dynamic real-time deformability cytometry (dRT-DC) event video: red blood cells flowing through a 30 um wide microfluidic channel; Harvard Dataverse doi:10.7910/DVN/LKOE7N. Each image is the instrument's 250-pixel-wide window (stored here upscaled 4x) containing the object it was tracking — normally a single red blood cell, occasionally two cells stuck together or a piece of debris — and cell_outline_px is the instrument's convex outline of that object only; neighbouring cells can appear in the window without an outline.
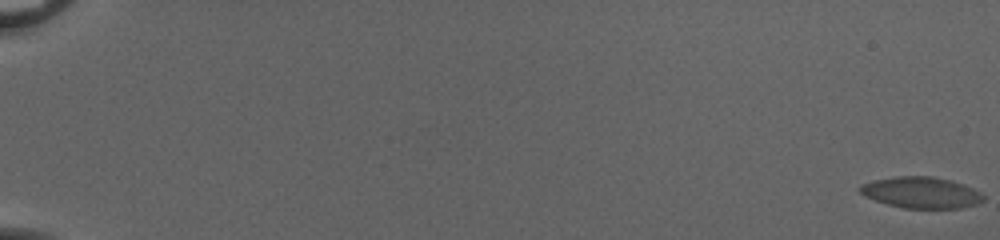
{"species": "common noctule bat (a hibernating species)", "species_latin": "Nyctalus noctula", "temperature_condition": "cold", "stored_images_in_passage": 14, "camera_frame_rate_fps": 3000, "um_per_image_px": 0.085, "animal": {"sex": "female", "body_mass_g": 20.0, "forearm_length_mm": 54.0}, "frame": {"image": 1, "passage_image": 1, "time_ms": 0.0, "image_size_px": [1000, 240], "cell_outline_px": [[984, 200], [960, 208], [904, 208], [888, 204], [876, 200], [860, 192], [860, 188], [864, 184], [876, 180], [900, 176], [932, 176], [948, 180], [972, 188], [984, 196]], "centroid_in_image_um": [78.31, 16.37], "position_along_channel_um": 6.7, "area_um2": 21.68}}